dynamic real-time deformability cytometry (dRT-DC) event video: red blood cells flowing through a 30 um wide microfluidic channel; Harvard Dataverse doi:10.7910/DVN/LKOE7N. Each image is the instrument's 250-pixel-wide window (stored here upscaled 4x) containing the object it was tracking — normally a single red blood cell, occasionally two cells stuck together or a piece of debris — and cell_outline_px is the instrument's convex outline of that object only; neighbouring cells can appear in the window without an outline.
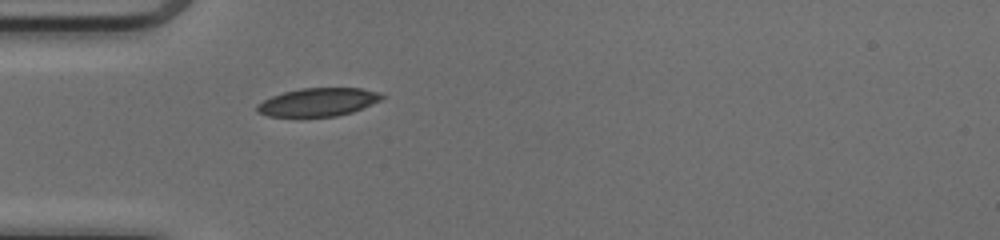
{"species": "common noctule bat (a hibernating species)", "species_latin": "Nyctalus noctula", "temperature_condition": "cold", "stored_images_in_passage": 35, "camera_frame_rate_fps": 3000, "um_per_image_px": 0.085, "animal": {"sex": "female", "body_mass_g": 17.0, "forearm_length_mm": 48.0}, "frame": {"image": 1, "passage_image": 1, "time_ms": 0.0, "image_size_px": [1000, 240], "cell_outline_px": [[384, 96], [380, 100], [352, 112], [336, 116], [300, 120], [268, 116], [256, 112], [256, 104], [272, 96], [284, 92], [300, 88], [360, 88], [380, 92]], "centroid_in_image_um": [26.95, 8.73], "position_along_channel_um": 58.1, "area_um2": 21.33}}
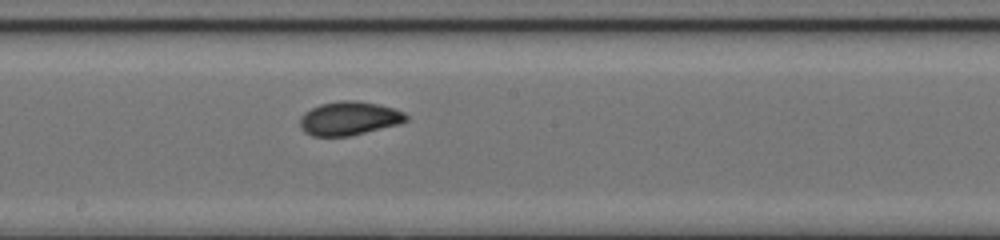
{"frame": {"image": 2, "passage_image": 13, "time_ms": 4.0, "image_size_px": [1000, 240], "cell_outline_px": [[408, 120], [400, 124], [348, 136], [312, 136], [304, 132], [300, 128], [300, 116], [304, 112], [320, 104], [340, 100], [356, 100], [376, 104], [392, 108], [404, 112], [408, 116]], "centroid_in_image_um": [29.65, 10.06], "position_along_channel_um": 218.5, "area_um2": 20.87}}
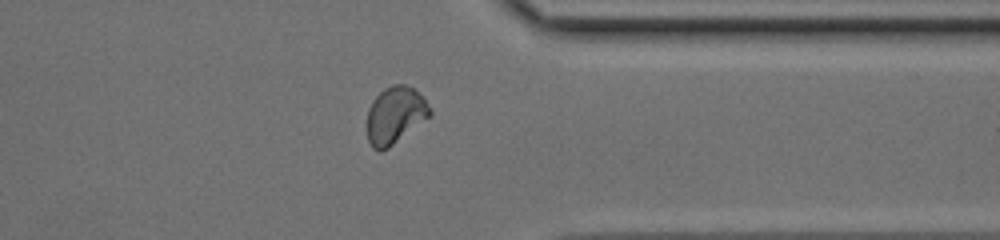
{"frame": {"image": 3, "passage_image": 25, "time_ms": 8.0, "image_size_px": [1000, 240], "cell_outline_px": [[432, 116], [388, 148], [380, 152], [372, 148], [368, 140], [368, 108], [372, 100], [384, 88], [392, 84], [404, 84], [412, 88], [424, 96], [432, 112]], "centroid_in_image_um": [33.61, 9.79], "position_along_channel_um": 377.8, "area_um2": 21.1}, "authors_computed_cell_mechanics": {"area_um2": 20.4612, "velocity_mm_per_s": 4.1183, "shape_relaxation_time_tau1_ms": 3.9976, "shape_relaxation_time_tau2_ms": 1.2324, "deformation_change_tau1": 0.1444, "deformation_change_tau2": 0.0436}}